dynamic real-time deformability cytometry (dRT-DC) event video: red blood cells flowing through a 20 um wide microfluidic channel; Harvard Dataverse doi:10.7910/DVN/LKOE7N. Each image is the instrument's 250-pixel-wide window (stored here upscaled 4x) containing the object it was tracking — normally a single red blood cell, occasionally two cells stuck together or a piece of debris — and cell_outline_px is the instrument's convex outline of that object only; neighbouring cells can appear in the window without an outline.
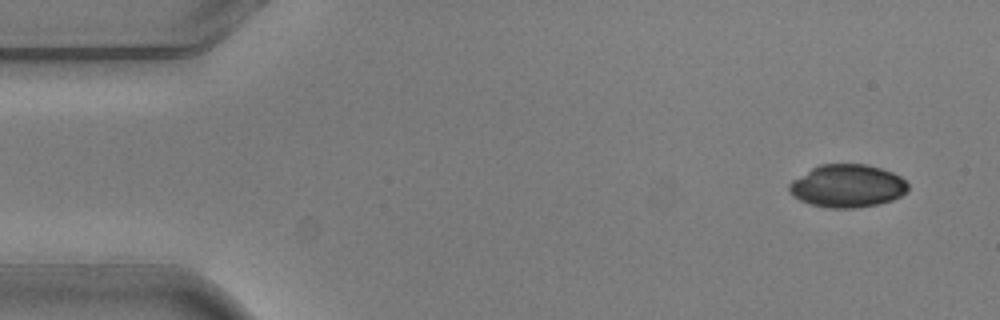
{"species": "common noctule bat (a hibernating species)", "species_latin": "Nyctalus noctula", "temperature_condition": "warm", "stored_images_in_passage": 4, "camera_frame_rate_fps": 3000, "um_per_image_px": 0.085, "animal": {"sex": "male", "body_mass_g": 20.5, "forearm_length_mm": 52.5}, "frame": {"image": 1, "passage_image": 1, "time_ms": 0.0, "image_size_px": [1000, 320], "cell_outline_px": [[908, 192], [892, 200], [876, 204], [856, 208], [828, 208], [808, 204], [792, 196], [788, 192], [788, 184], [792, 180], [812, 168], [820, 164], [864, 164], [880, 168], [892, 172], [900, 176], [908, 184]], "centroid_in_image_um": [72.0, 15.81], "position_along_channel_um": 13.0, "area_um2": 29.82}}
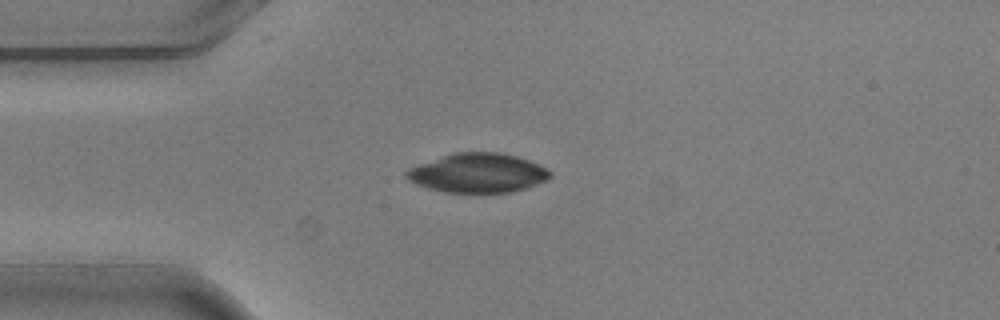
{"frame": {"image": 2, "passage_image": 4, "time_ms": 1.0, "image_size_px": [1000, 320], "cell_outline_px": [[552, 176], [548, 180], [512, 192], [444, 192], [428, 188], [416, 184], [408, 180], [404, 176], [404, 172], [408, 168], [416, 164], [452, 152], [500, 152], [516, 156], [528, 160], [548, 168], [552, 172]], "centroid_in_image_um": [40.58, 14.69], "position_along_channel_um": 44.4, "area_um2": 33.18}}